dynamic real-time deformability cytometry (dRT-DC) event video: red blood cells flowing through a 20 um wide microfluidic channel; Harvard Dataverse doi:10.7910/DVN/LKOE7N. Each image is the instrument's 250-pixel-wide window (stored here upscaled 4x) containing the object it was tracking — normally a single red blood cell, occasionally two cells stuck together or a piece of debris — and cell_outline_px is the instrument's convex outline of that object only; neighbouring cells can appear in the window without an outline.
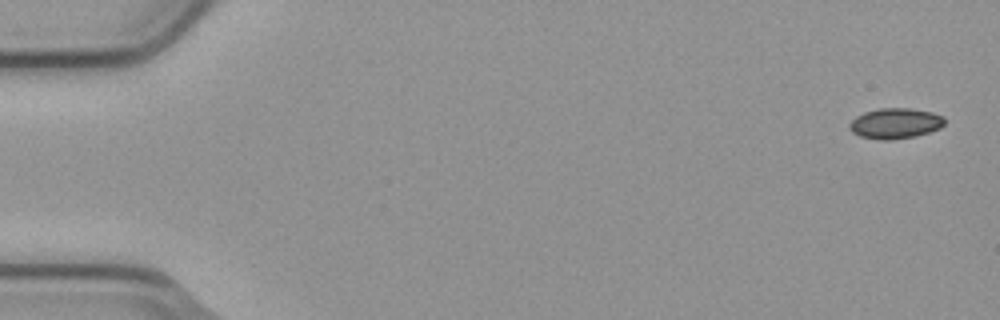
{"species": "common noctule bat (a hibernating species)", "species_latin": "Nyctalus noctula", "temperature_condition": "cold", "stored_images_in_passage": 5, "camera_frame_rate_fps": 3000, "um_per_image_px": 0.085, "animal": {"sex": "male", "body_mass_g": 23.1, "forearm_length_mm": 52.7}, "frame": {"image": 1, "passage_image": 1, "time_ms": 0.0, "image_size_px": [1000, 320], "cell_outline_px": [[944, 124], [940, 128], [916, 136], [888, 140], [880, 140], [860, 136], [852, 132], [848, 128], [848, 124], [856, 116], [864, 112], [880, 108], [908, 108], [932, 112], [944, 116]], "centroid_in_image_um": [76.08, 10.48], "position_along_channel_um": 8.9, "area_um2": 16.94}}
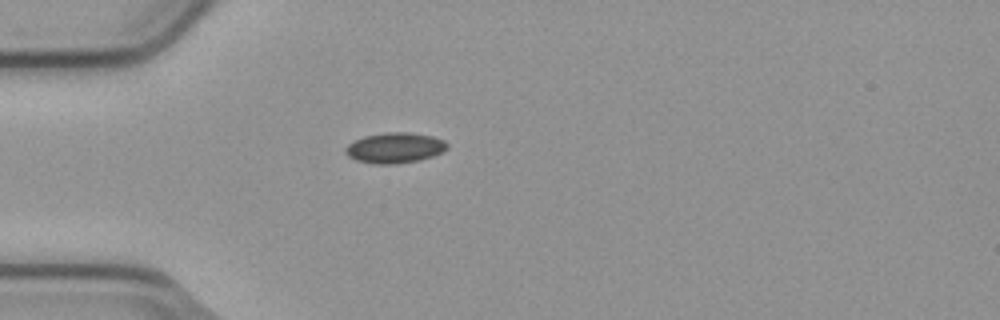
{"frame": {"image": 2, "passage_image": 5, "time_ms": 1.333, "image_size_px": [1000, 320], "cell_outline_px": [[448, 148], [444, 152], [420, 160], [396, 164], [372, 164], [356, 160], [348, 156], [344, 152], [344, 148], [348, 144], [364, 136], [384, 132], [408, 132], [432, 136], [444, 140], [448, 144]], "centroid_in_image_um": [33.56, 12.57], "position_along_channel_um": 51.4, "area_um2": 18.26}}